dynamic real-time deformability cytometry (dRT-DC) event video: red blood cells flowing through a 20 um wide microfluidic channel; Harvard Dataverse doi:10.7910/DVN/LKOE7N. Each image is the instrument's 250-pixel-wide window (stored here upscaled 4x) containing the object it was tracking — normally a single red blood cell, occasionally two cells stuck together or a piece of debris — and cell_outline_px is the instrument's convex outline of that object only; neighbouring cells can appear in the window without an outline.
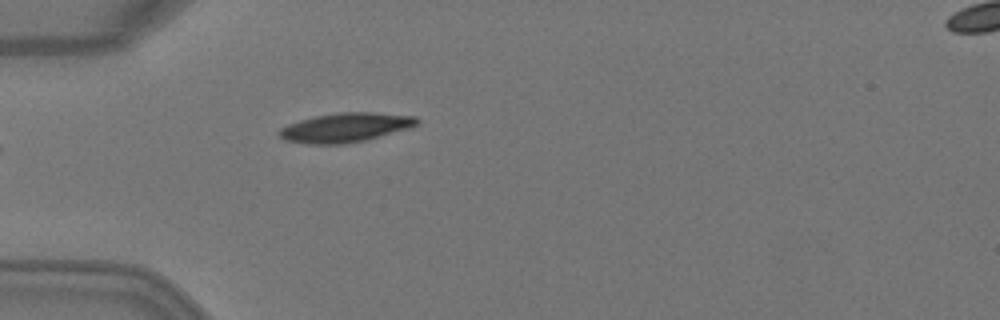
{"species": "Egyptian fruit bat (a non-hibernating species)", "species_latin": "Rousettus aegyptiacus", "temperature_condition": "warm", "stored_images_in_passage": 5, "camera_frame_rate_fps": 3000, "um_per_image_px": 0.085, "animal": {"sex": "female"}, "frame": {"image": 1, "passage_image": 5, "time_ms": 1.333, "image_size_px": [1000, 320], "cell_outline_px": [[420, 120], [416, 124], [408, 128], [364, 140], [344, 144], [308, 144], [288, 140], [280, 136], [276, 132], [280, 128], [288, 124], [300, 120], [316, 116], [336, 112], [372, 112], [416, 116]], "centroid_in_image_um": [29.34, 10.83], "position_along_channel_um": 55.7, "area_um2": 23.24}}